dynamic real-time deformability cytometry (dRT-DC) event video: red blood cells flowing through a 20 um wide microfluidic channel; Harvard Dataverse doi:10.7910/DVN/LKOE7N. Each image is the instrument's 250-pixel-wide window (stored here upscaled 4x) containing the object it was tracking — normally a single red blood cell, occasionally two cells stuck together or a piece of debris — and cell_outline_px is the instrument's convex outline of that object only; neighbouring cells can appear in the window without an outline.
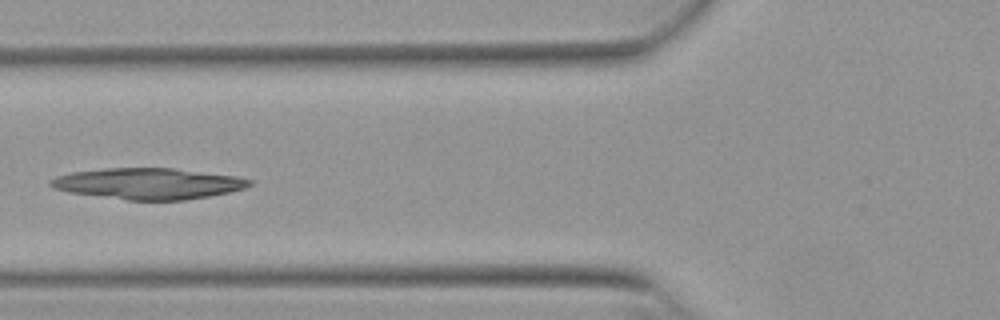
{"species": "Egyptian fruit bat (a non-hibernating species)", "species_latin": "Rousettus aegyptiacus", "temperature_condition": "warm", "stored_images_in_passage": 52, "camera_frame_rate_fps": 3000, "um_per_image_px": 0.085, "animal": {"sex": "female"}, "frame": {"image": 1, "passage_image": 20, "time_ms": 6.333, "image_size_px": [1000, 320], "cell_outline_px": [[252, 184], [244, 188], [228, 192], [208, 196], [184, 200], [128, 200], [68, 192], [52, 188], [48, 184], [48, 180], [56, 176], [72, 172], [104, 168], [172, 168], [236, 176], [252, 180]], "centroid_in_image_um": [12.55, 15.6], "position_along_channel_um": 113.3, "area_um2": 35.95}}
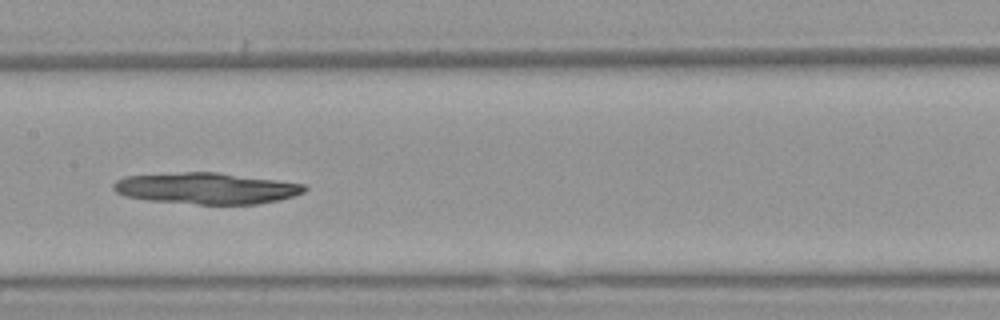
{"frame": {"image": 2, "passage_image": 26, "time_ms": 8.333, "image_size_px": [1000, 320], "cell_outline_px": [[308, 188], [304, 192], [280, 200], [256, 204], [196, 204], [148, 200], [124, 196], [116, 192], [112, 188], [112, 184], [116, 180], [124, 176], [184, 172], [216, 172], [276, 180], [304, 184]], "centroid_in_image_um": [17.5, 16.01], "position_along_channel_um": 189.9, "area_um2": 34.8}}
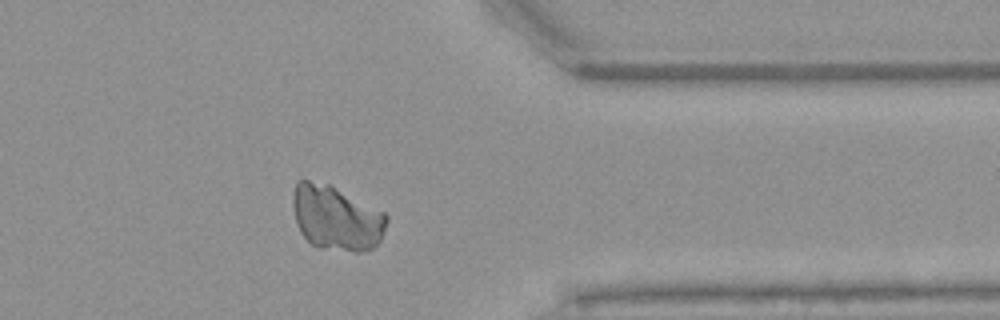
{"frame": {"image": 3, "passage_image": 42, "time_ms": 13.667, "image_size_px": [1000, 320], "cell_outline_px": [[388, 220], [380, 240], [372, 248], [364, 252], [352, 252], [320, 248], [312, 244], [300, 232], [296, 224], [292, 204], [292, 196], [296, 180], [308, 180], [328, 184], [384, 212], [388, 216]], "centroid_in_image_um": [28.56, 18.53], "position_along_channel_um": 382.8, "area_um2": 35.49}}